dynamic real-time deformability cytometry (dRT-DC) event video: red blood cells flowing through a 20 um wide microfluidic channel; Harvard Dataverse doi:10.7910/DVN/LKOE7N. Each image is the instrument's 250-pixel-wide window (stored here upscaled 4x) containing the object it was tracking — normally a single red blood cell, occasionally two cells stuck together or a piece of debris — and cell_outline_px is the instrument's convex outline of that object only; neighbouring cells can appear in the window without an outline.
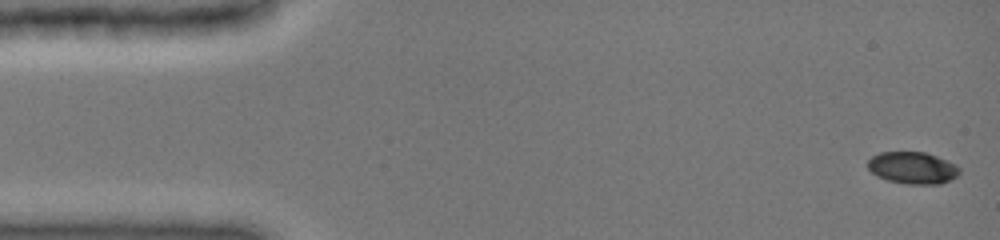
{"species": "common noctule bat (a hibernating species)", "species_latin": "Nyctalus noctula", "temperature_condition": "cold", "stored_images_in_passage": 47, "camera_frame_rate_fps": 3000, "um_per_image_px": 0.085, "animal": {"sex": "female", "body_mass_g": 19.0, "forearm_length_mm": 51.5}, "frame": {"image": 1, "passage_image": 1, "time_ms": 0.0, "image_size_px": [1000, 240], "cell_outline_px": [[960, 172], [956, 176], [940, 184], [908, 184], [888, 180], [876, 176], [868, 168], [868, 160], [872, 156], [880, 152], [924, 152], [936, 156], [956, 164], [960, 168]], "centroid_in_image_um": [77.56, 14.26], "position_along_channel_um": 7.4, "area_um2": 16.99}}
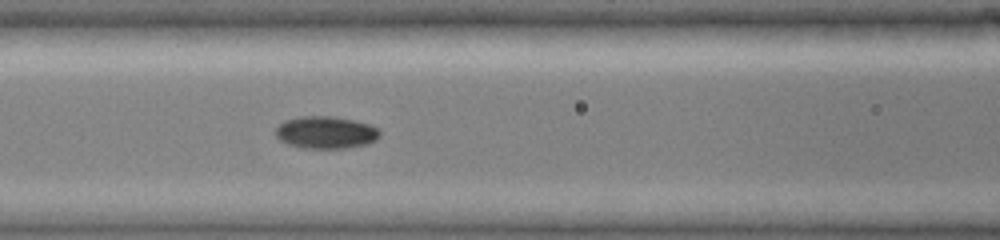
{"frame": {"image": 2, "passage_image": 20, "time_ms": 6.333, "image_size_px": [1000, 240], "cell_outline_px": [[380, 136], [376, 140], [368, 144], [344, 148], [304, 148], [288, 144], [280, 140], [276, 136], [276, 128], [284, 120], [300, 116], [332, 116], [352, 120], [368, 124], [380, 128]], "centroid_in_image_um": [27.71, 11.25], "position_along_channel_um": 138.9, "area_um2": 19.65}}
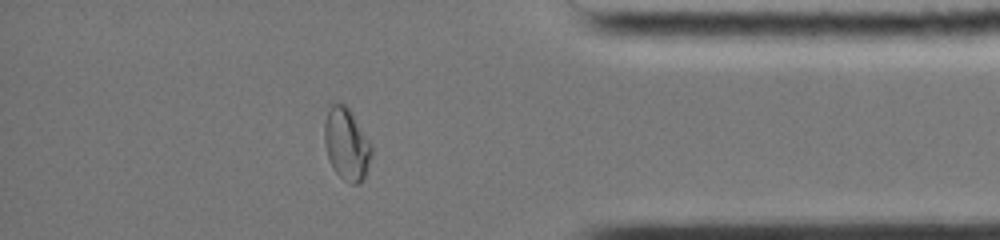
{"frame": {"image": 3, "passage_image": 41, "time_ms": 13.333, "image_size_px": [1000, 240], "cell_outline_px": [[372, 156], [364, 180], [360, 184], [352, 184], [344, 180], [332, 168], [324, 144], [324, 124], [328, 112], [332, 104], [344, 104], [352, 112], [372, 144]], "centroid_in_image_um": [29.48, 12.29], "position_along_channel_um": 405.7, "area_um2": 19.94}, "authors_computed_cell_mechanics": {"area_um2": 18.7272, "velocity_mm_per_s": 4.007, "shape_relaxation_time_tau1_ms": 6.6315, "shape_relaxation_time_tau2_ms": 3.22, "deformation_change_tau1": 0.1949, "deformation_change_tau2": 0.0211}}